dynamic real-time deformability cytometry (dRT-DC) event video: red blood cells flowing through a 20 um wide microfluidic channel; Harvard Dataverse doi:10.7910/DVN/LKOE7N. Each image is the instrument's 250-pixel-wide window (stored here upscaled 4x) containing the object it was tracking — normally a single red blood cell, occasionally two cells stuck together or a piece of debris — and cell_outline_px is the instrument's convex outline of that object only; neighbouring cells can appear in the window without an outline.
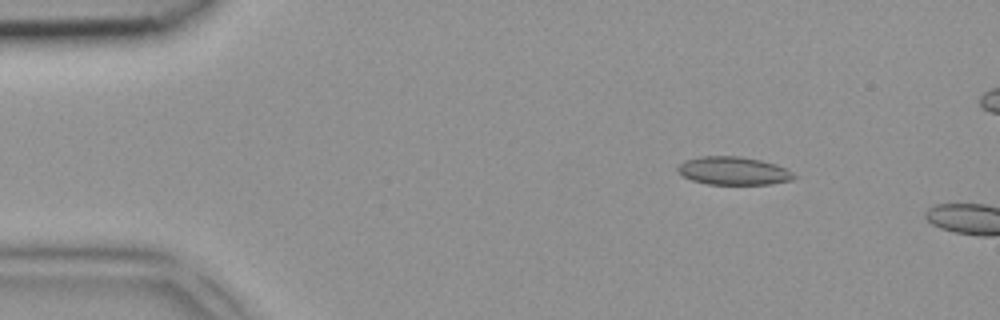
{"species": "common noctule bat (a hibernating species)", "species_latin": "Nyctalus noctula", "temperature_condition": "room temperature", "stored_images_in_passage": 3, "camera_frame_rate_fps": 3000, "um_per_image_px": 0.085, "animal": {"sex": "female", "body_mass_g": 18.4}, "frame": {"image": 1, "passage_image": 2, "time_ms": 0.333, "image_size_px": [1000, 320], "cell_outline_px": [[796, 176], [792, 180], [768, 184], [708, 184], [692, 180], [676, 172], [676, 168], [684, 160], [700, 156], [740, 156], [760, 160], [776, 164], [792, 172]], "centroid_in_image_um": [62.3, 14.51], "position_along_channel_um": 22.7, "area_um2": 19.02}}